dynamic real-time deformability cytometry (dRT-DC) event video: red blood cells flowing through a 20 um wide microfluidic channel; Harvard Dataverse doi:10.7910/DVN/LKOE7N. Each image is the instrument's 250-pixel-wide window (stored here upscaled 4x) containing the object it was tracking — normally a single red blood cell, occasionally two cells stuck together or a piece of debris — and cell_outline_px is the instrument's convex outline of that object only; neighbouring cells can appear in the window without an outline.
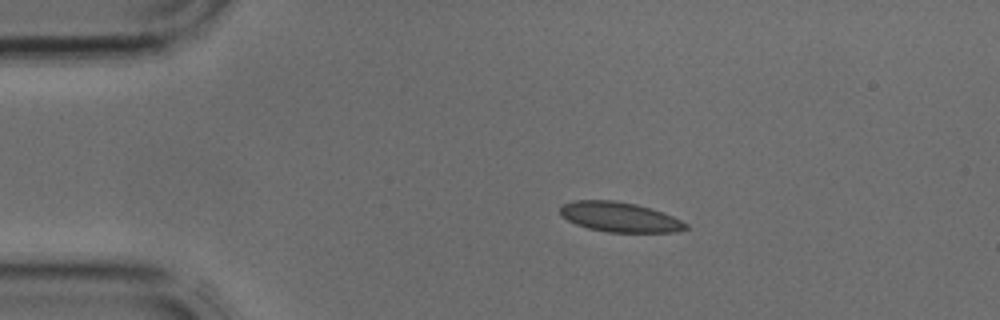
{"species": "common noctule bat (a hibernating species)", "species_latin": "Nyctalus noctula", "temperature_condition": "cold", "stored_images_in_passage": 2, "camera_frame_rate_fps": 3000, "um_per_image_px": 0.085, "animal": {"sex": "male", "body_mass_g": 17.9, "forearm_length_mm": 54.2}, "frame": {"image": 1, "passage_image": 1, "time_ms": 0.0, "image_size_px": [1000, 320], "cell_outline_px": [[688, 228], [676, 232], [608, 232], [588, 228], [576, 224], [560, 216], [560, 208], [564, 204], [572, 200], [612, 200], [636, 204], [672, 216], [688, 224]], "centroid_in_image_um": [52.64, 18.45], "position_along_channel_um": 32.4, "area_um2": 21.68}}